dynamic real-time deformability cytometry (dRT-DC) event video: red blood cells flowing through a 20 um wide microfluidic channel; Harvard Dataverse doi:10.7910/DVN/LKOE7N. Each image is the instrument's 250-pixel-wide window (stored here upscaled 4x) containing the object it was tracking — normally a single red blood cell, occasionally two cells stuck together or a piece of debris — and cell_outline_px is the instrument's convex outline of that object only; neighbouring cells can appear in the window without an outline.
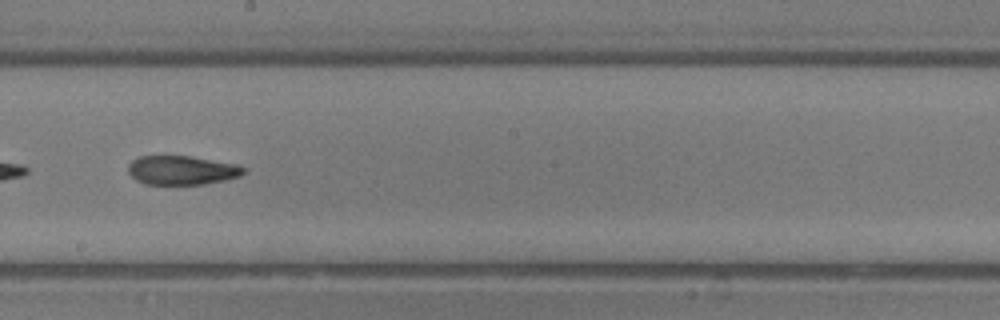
{"species": "common noctule bat (a hibernating species)", "species_latin": "Nyctalus noctula", "temperature_condition": "room temperature", "stored_images_in_passage": 37, "camera_frame_rate_fps": 3000, "um_per_image_px": 0.085, "animal": {"sex": "male", "body_mass_g": 13.3}, "frame": {"image": 1, "passage_image": 16, "time_ms": 5.0, "image_size_px": [1000, 320], "cell_outline_px": [[244, 172], [240, 176], [224, 180], [204, 184], [144, 184], [136, 180], [128, 172], [128, 164], [132, 160], [140, 156], [188, 156], [236, 164], [244, 168]], "centroid_in_image_um": [15.42, 14.47], "position_along_channel_um": 232.8, "area_um2": 19.36}}
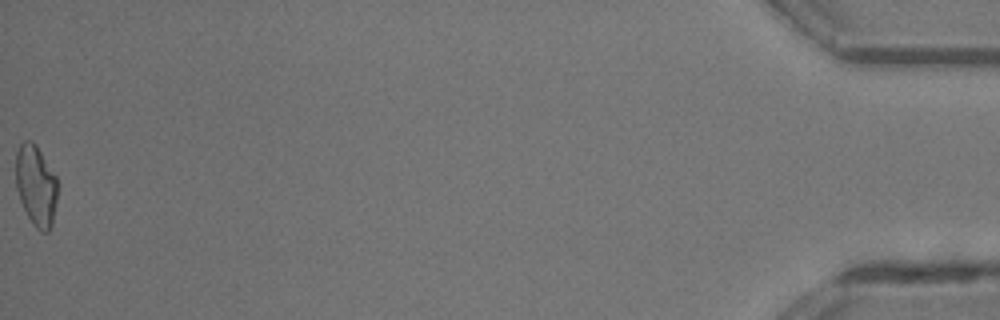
{"frame": {"image": 2, "passage_image": 37, "time_ms": 12.0, "image_size_px": [1000, 320], "cell_outline_px": [[56, 204], [52, 224], [48, 232], [40, 232], [32, 224], [20, 200], [16, 188], [16, 152], [20, 144], [24, 140], [32, 140], [36, 144], [56, 176]], "centroid_in_image_um": [3.05, 15.76], "position_along_channel_um": 432.2, "area_um2": 19.65}, "authors_computed_cell_mechanics": {"area_um2": 19.941, "velocity_mm_per_s": 4.3649, "shape_relaxation_time_tau1_ms": null, "shape_relaxation_time_tau2_ms": 2.477, "deformation_change_tau1": null, "deformation_change_tau2": 0.1011}}